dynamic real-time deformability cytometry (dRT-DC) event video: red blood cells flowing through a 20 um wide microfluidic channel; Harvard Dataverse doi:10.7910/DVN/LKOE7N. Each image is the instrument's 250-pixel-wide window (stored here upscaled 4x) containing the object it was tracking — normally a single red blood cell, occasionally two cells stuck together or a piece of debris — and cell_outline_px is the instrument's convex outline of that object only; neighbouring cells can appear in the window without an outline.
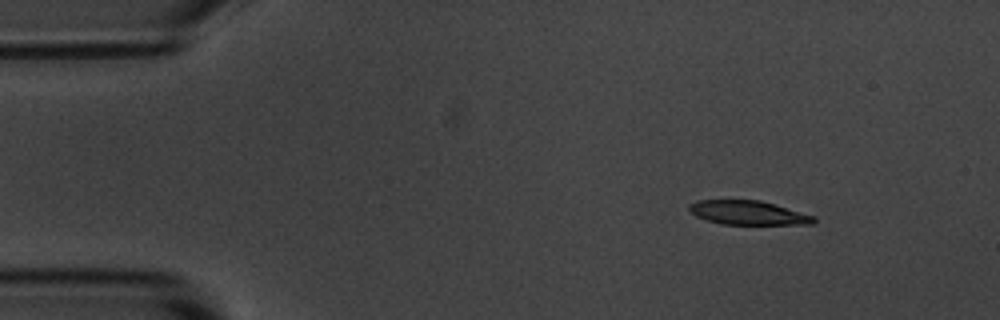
{"species": "common noctule bat (a hibernating species)", "species_latin": "Nyctalus noctula", "temperature_condition": "room temperature", "stored_images_in_passage": 4, "camera_frame_rate_fps": 3000, "um_per_image_px": 0.085, "animal": {"sex": "male", "body_mass_g": 20.1, "forearm_length_mm": 53.5}, "frame": {"image": 1, "passage_image": 1, "time_ms": 0.0, "image_size_px": [1000, 320], "cell_outline_px": [[816, 220], [812, 224], [720, 224], [696, 216], [688, 208], [688, 204], [696, 200], [760, 200], [816, 216]], "centroid_in_image_um": [63.59, 18.08], "position_along_channel_um": 21.4, "area_um2": 17.4}}
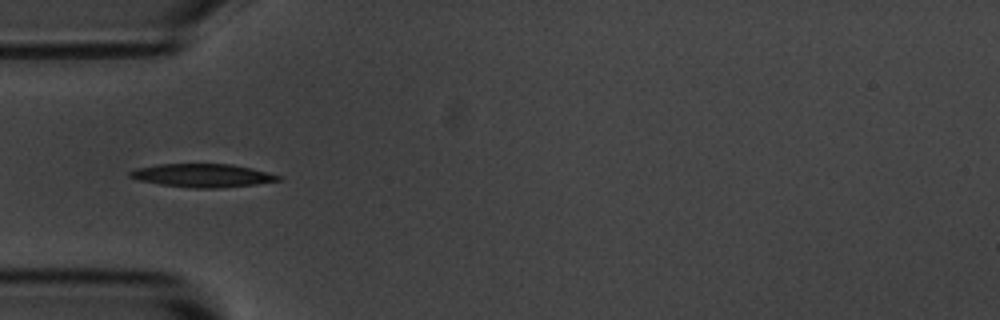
{"frame": {"image": 2, "passage_image": 4, "time_ms": 3.333, "image_size_px": [1000, 320], "cell_outline_px": [[284, 180], [256, 184], [220, 188], [192, 188], [160, 184], [140, 180], [128, 176], [128, 172], [136, 168], [156, 164], [232, 164], [252, 168], [268, 172], [280, 176]], "centroid_in_image_um": [17.23, 14.91], "position_along_channel_um": 67.8, "area_um2": 20.23}}